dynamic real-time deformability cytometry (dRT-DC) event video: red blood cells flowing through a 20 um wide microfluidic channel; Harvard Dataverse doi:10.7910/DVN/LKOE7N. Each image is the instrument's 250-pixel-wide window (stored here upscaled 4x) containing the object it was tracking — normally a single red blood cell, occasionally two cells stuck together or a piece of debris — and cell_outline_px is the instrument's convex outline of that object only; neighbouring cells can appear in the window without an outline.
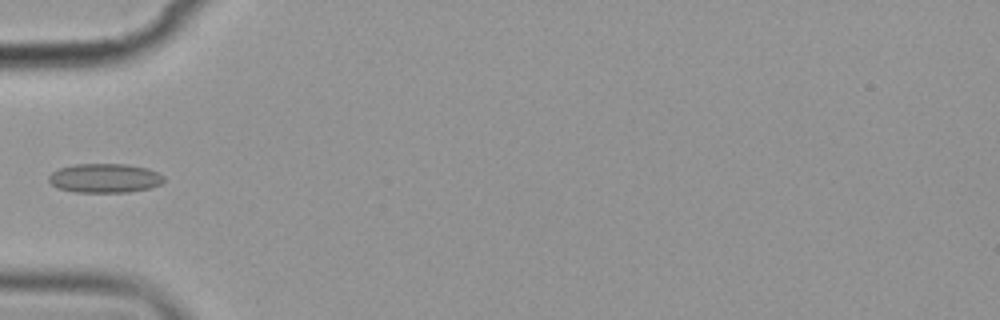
{"species": "common noctule bat (a hibernating species)", "species_latin": "Nyctalus noctula", "temperature_condition": "cold", "stored_images_in_passage": 6, "camera_frame_rate_fps": 3000, "um_per_image_px": 0.085, "animal": {"sex": "female", "body_mass_g": 19.9}, "frame": {"image": 1, "passage_image": 6, "time_ms": 6.0, "image_size_px": [1000, 320], "cell_outline_px": [[164, 180], [160, 184], [148, 188], [128, 192], [76, 192], [56, 188], [48, 180], [48, 176], [52, 172], [60, 168], [76, 164], [128, 164], [148, 168], [164, 176]], "centroid_in_image_um": [8.89, 15.14], "position_along_channel_um": 76.1, "area_um2": 19.54}}